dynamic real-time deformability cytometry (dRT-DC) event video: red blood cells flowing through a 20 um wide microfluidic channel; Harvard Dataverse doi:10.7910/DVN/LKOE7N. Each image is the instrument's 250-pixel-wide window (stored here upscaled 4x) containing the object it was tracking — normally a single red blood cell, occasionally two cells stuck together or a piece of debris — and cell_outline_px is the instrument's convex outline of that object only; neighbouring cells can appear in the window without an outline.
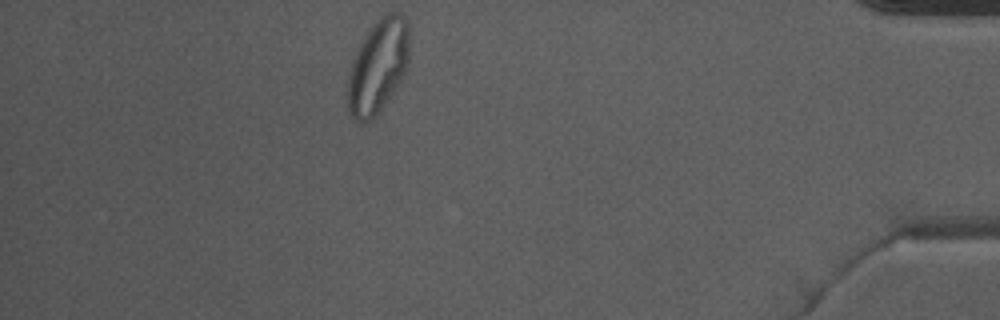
{"species": "Egyptian fruit bat (a non-hibernating species)", "species_latin": "Rousettus aegyptiacus", "temperature_condition": "warm", "stored_images_in_passage": 35, "camera_frame_rate_fps": 3000, "um_per_image_px": 0.085, "animal": {"sex": "male"}, "frame": {"image": 1, "passage_image": 35, "time_ms": 11.333, "image_size_px": [1000, 320], "cell_outline_px": [[408, 68], [376, 116], [360, 124], [352, 116], [348, 108], [348, 76], [352, 60], [364, 36], [372, 24], [380, 16], [392, 12], [400, 12], [408, 20]], "centroid_in_image_um": [32.13, 5.6], "position_along_channel_um": 403.1, "area_um2": 33.47}}